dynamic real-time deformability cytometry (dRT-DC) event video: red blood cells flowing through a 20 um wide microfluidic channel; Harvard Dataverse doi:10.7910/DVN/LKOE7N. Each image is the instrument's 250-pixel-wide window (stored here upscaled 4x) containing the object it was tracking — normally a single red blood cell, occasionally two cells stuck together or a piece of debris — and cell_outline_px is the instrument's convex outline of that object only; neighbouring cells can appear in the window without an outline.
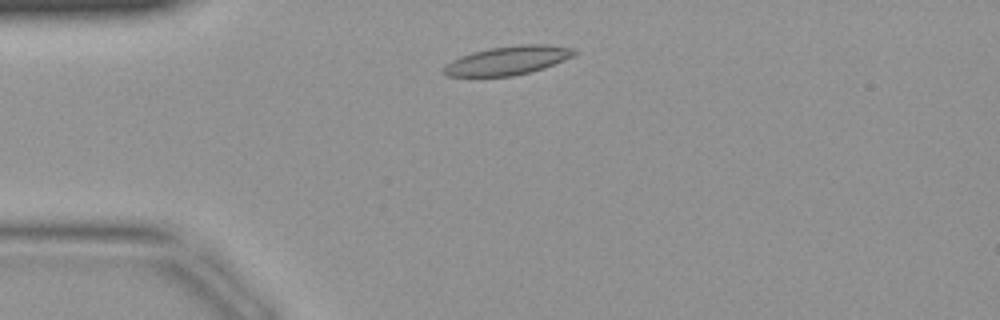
{"species": "common noctule bat (a hibernating species)", "species_latin": "Nyctalus noctula", "temperature_condition": "warm", "stored_images_in_passage": 36, "camera_frame_rate_fps": 3000, "um_per_image_px": 0.085, "animal": {"sex": "female", "body_mass_g": 19.9}, "frame": {"image": 1, "passage_image": 4, "time_ms": 1.0, "image_size_px": [1000, 320], "cell_outline_px": [[580, 52], [564, 60], [544, 68], [512, 76], [444, 76], [440, 72], [440, 68], [444, 64], [460, 56], [472, 52], [488, 48], [520, 44], [548, 44], [572, 48]], "centroid_in_image_um": [43.1, 5.13], "position_along_channel_um": 41.9, "area_um2": 22.14}}
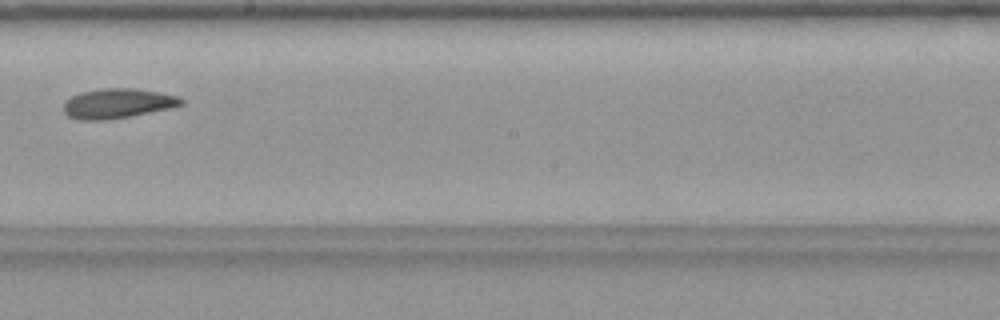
{"frame": {"image": 2, "passage_image": 18, "time_ms": 5.667, "image_size_px": [1000, 320], "cell_outline_px": [[184, 104], [172, 108], [108, 120], [76, 120], [68, 116], [64, 112], [64, 100], [80, 92], [104, 88], [136, 88], [160, 92], [176, 96], [184, 100]], "centroid_in_image_um": [9.98, 8.79], "position_along_channel_um": 238.2, "area_um2": 20.58}}
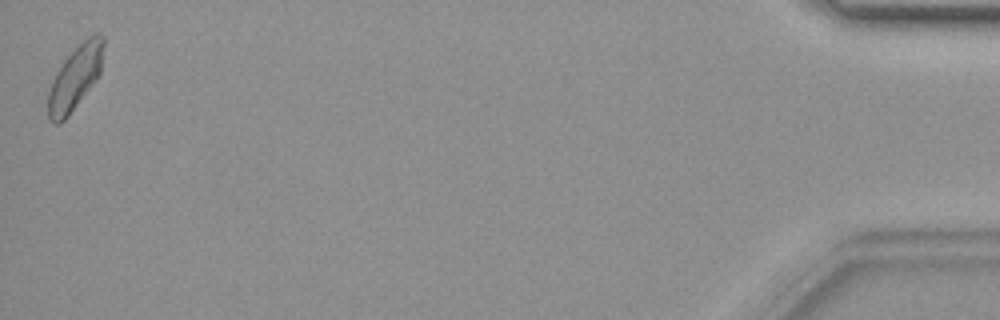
{"frame": {"image": 3, "passage_image": 36, "time_ms": 11.667, "image_size_px": [1000, 320], "cell_outline_px": [[104, 44], [100, 72], [68, 116], [64, 120], [56, 124], [48, 120], [48, 92], [52, 80], [56, 72], [64, 60], [88, 36], [96, 32], [100, 32], [104, 36]], "centroid_in_image_um": [6.37, 6.58], "position_along_channel_um": 428.8, "area_um2": 20.23}}